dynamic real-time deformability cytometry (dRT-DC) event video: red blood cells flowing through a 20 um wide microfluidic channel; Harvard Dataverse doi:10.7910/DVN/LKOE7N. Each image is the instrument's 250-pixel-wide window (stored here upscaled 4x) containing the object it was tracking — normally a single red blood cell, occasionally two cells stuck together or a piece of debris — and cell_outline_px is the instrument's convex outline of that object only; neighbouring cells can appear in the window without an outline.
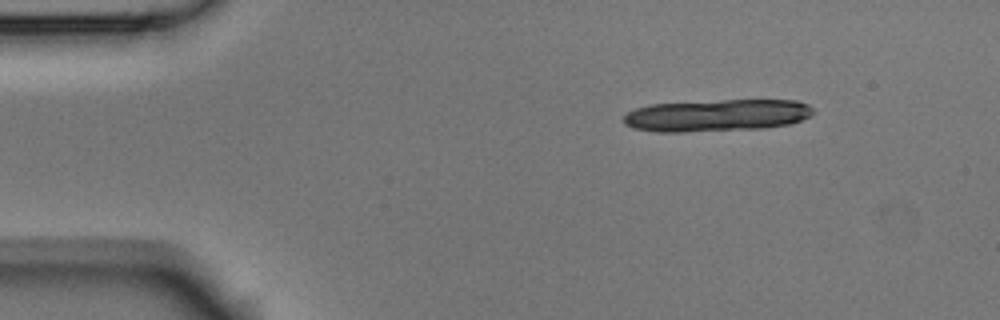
{"species": "Egyptian fruit bat (a non-hibernating species)", "species_latin": "Rousettus aegyptiacus", "temperature_condition": "room temperature", "stored_images_in_passage": 4, "segment_of_instrument_passage": [1, 2], "camera_frame_rate_fps": 3000, "um_per_image_px": 0.085, "animal": {"sex": "male"}, "frame": {"image": 1, "passage_image": 1, "time_ms": 0.0, "image_size_px": [1000, 320], "cell_outline_px": [[816, 112], [812, 116], [788, 124], [764, 128], [684, 132], [656, 132], [632, 128], [624, 124], [624, 116], [628, 112], [636, 108], [652, 104], [724, 100], [796, 100], [808, 104]], "centroid_in_image_um": [60.94, 9.81], "position_along_channel_um": 24.1, "area_um2": 35.55}}